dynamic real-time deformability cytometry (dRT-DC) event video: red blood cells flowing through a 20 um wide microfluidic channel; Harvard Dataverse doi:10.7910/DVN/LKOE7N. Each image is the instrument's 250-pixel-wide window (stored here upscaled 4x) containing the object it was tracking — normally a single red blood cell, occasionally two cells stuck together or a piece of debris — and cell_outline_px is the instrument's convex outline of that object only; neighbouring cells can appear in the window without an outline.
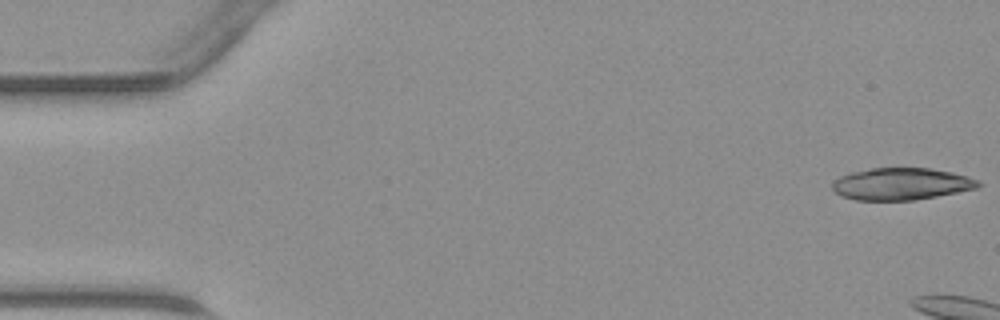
{"species": "common noctule bat (a hibernating species)", "species_latin": "Nyctalus noctula", "temperature_condition": "warm", "stored_images_in_passage": 11, "camera_frame_rate_fps": 3000, "um_per_image_px": 0.085, "animal": {"sex": "male", "body_mass_g": 23.1, "forearm_length_mm": 52.7}, "frame": {"image": 1, "passage_image": 1, "time_ms": 0.0, "image_size_px": [1000, 320], "cell_outline_px": [[984, 184], [976, 188], [936, 196], [912, 200], [856, 200], [840, 196], [832, 188], [832, 180], [840, 176], [852, 172], [872, 168], [928, 168], [952, 172], [968, 176], [980, 180]], "centroid_in_image_um": [76.61, 15.63], "position_along_channel_um": 8.4, "area_um2": 27.28}}